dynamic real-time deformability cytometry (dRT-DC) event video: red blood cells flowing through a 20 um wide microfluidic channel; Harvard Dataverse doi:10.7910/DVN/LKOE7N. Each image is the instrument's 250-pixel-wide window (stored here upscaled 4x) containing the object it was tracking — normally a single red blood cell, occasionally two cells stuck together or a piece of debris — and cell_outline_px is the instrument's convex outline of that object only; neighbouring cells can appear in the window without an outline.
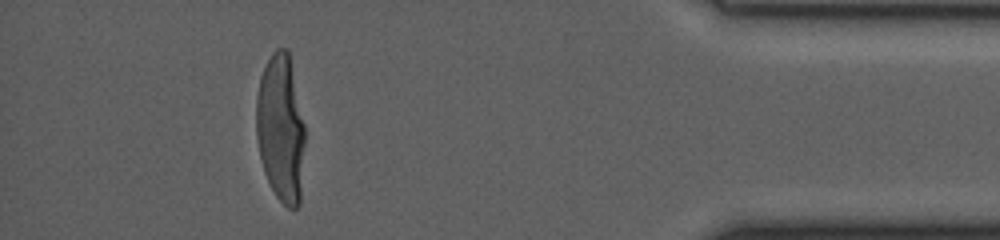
{"species": "human", "species_latin": "Homo sapiens", "temperature_condition": "warm", "stored_images_in_passage": 80, "segment_of_instrument_passage": [2, 2], "camera_frame_rate_fps": 3000, "um_per_image_px": 0.085, "donor": {"sex": "male"}, "frame": {"image": 1, "passage_image": 79, "time_ms": 26.0, "image_size_px": [1000, 240], "cell_outline_px": [[300, 144], [296, 204], [276, 192], [272, 184], [280, 64], [284, 52], [288, 56], [300, 120]], "centroid_in_image_um": [24.37, 11.58], "position_along_channel_um": 410.8, "area_um2": 21.04}}